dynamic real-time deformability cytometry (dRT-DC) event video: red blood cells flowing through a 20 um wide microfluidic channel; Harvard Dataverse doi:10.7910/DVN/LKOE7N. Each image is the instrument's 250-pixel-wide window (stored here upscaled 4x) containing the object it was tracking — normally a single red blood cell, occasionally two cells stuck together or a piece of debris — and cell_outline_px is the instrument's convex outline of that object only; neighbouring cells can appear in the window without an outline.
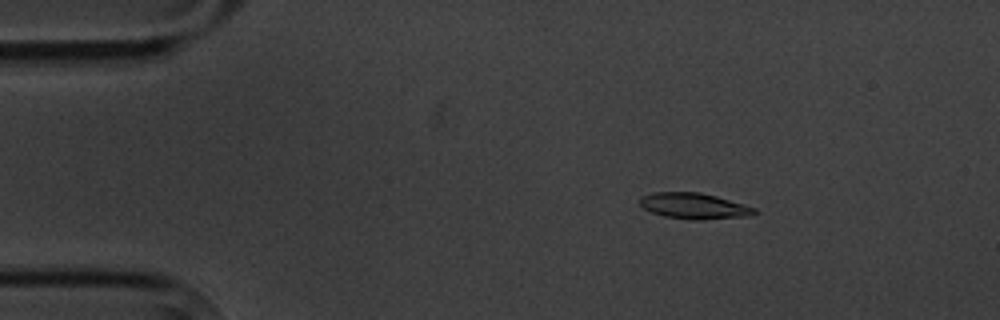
{"species": "common noctule bat (a hibernating species)", "species_latin": "Nyctalus noctula", "temperature_condition": "cold", "stored_images_in_passage": 3, "camera_frame_rate_fps": 3000, "um_per_image_px": 0.085, "animal": {"sex": "male", "body_mass_g": 20.1, "forearm_length_mm": 53.5}, "frame": {"image": 1, "passage_image": 1, "time_ms": 0.0, "image_size_px": [1000, 320], "cell_outline_px": [[760, 212], [752, 216], [704, 220], [692, 220], [664, 216], [652, 212], [644, 208], [640, 204], [640, 196], [652, 192], [700, 192], [716, 196], [744, 204], [756, 208]], "centroid_in_image_um": [59.04, 17.51], "position_along_channel_um": 26.0, "area_um2": 17.57}}